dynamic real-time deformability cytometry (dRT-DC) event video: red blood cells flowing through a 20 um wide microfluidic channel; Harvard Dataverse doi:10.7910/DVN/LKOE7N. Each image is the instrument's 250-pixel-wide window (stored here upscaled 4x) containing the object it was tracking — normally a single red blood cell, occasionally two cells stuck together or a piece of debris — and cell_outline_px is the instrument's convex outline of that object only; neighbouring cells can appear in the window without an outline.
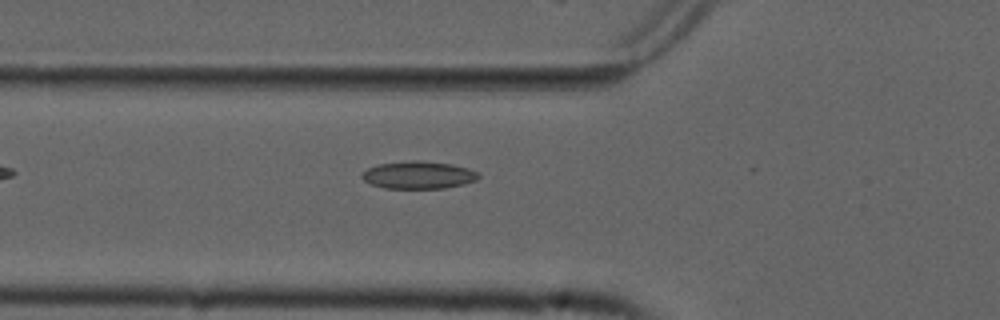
{"species": "common noctule bat (a hibernating species)", "species_latin": "Nyctalus noctula", "temperature_condition": "cold", "stored_images_in_passage": 40, "camera_frame_rate_fps": 3000, "um_per_image_px": 0.085, "animal": {"sex": "male", "forearm_length_mm": 52.5}, "frame": {"image": 1, "passage_image": 5, "time_ms": 1.333, "image_size_px": [1000, 320], "cell_outline_px": [[480, 176], [476, 180], [464, 184], [444, 188], [384, 188], [372, 184], [364, 180], [360, 176], [360, 172], [368, 168], [380, 164], [412, 160], [420, 160], [452, 164], [468, 168], [476, 172]], "centroid_in_image_um": [35.55, 14.87], "position_along_channel_um": 90.2, "area_um2": 18.67}}
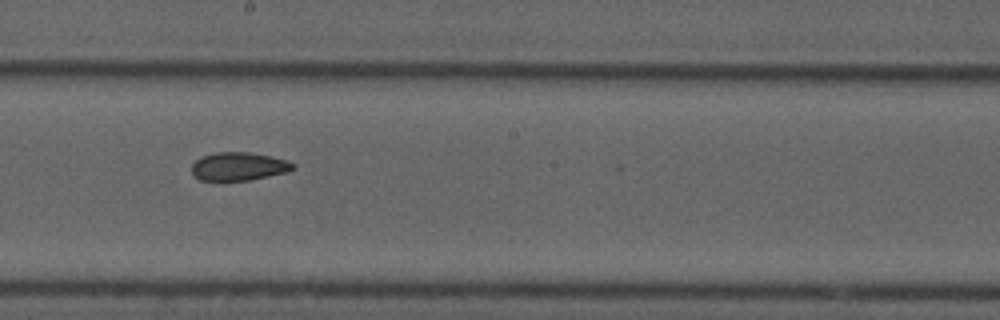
{"frame": {"image": 2, "passage_image": 16, "time_ms": 5.0, "image_size_px": [1000, 320], "cell_outline_px": [[296, 168], [288, 172], [248, 180], [200, 180], [192, 172], [192, 164], [200, 156], [216, 152], [248, 152], [288, 160], [296, 164]], "centroid_in_image_um": [20.31, 14.13], "position_along_channel_um": 227.9, "area_um2": 16.65}}
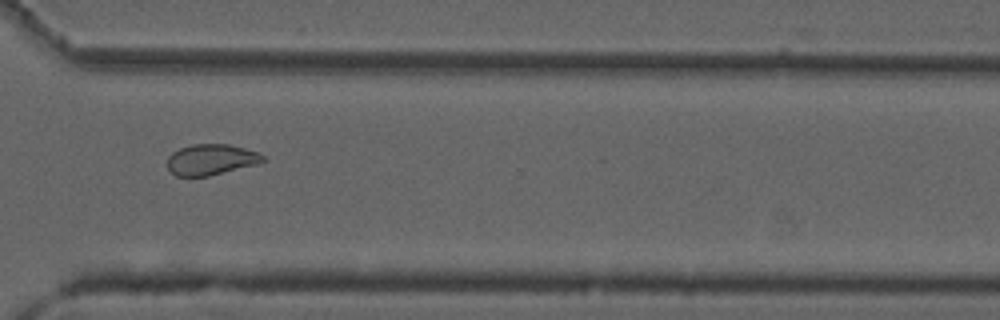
{"frame": {"image": 3, "passage_image": 26, "time_ms": 8.333, "image_size_px": [1000, 320], "cell_outline_px": [[264, 160], [260, 164], [208, 176], [176, 176], [168, 168], [168, 156], [172, 152], [180, 148], [192, 144], [228, 144], [260, 152], [264, 156]], "centroid_in_image_um": [17.97, 13.56], "position_along_channel_um": 352.6, "area_um2": 17.28}, "authors_computed_cell_mechanics": {"area_um2": 17.9469, "velocity_mm_per_s": 3.748, "shape_relaxation_time_tau1_ms": null, "shape_relaxation_time_tau2_ms": 2.8124, "deformation_change_tau1": null, "deformation_change_tau2": 0.0818}}